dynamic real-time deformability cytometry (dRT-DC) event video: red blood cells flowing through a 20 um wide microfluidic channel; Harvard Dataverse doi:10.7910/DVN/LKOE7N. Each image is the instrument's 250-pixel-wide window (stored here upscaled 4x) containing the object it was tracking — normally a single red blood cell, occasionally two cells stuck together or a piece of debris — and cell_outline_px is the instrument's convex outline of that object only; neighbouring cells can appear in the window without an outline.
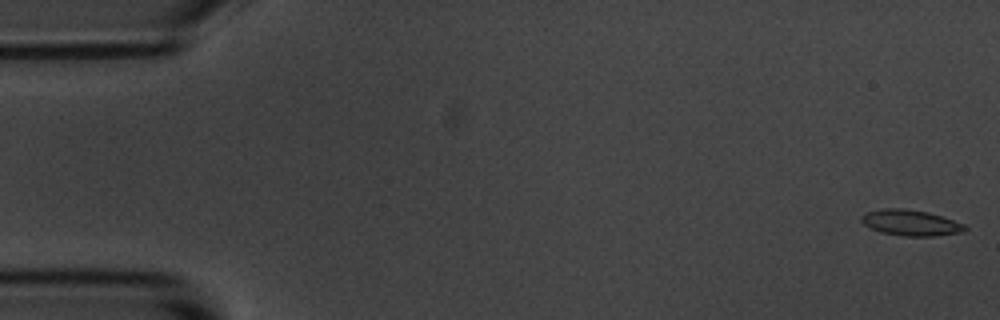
{"species": "common noctule bat (a hibernating species)", "species_latin": "Nyctalus noctula", "temperature_condition": "room temperature", "stored_images_in_passage": 4, "camera_frame_rate_fps": 3000, "um_per_image_px": 0.085, "animal": {"sex": "male", "body_mass_g": 20.1, "forearm_length_mm": 53.5}, "frame": {"image": 1, "passage_image": 1, "time_ms": 0.0, "image_size_px": [1000, 320], "cell_outline_px": [[968, 228], [964, 232], [932, 236], [904, 236], [880, 232], [864, 224], [860, 220], [860, 216], [868, 212], [884, 208], [904, 208], [928, 212], [964, 224]], "centroid_in_image_um": [77.4, 18.93], "position_along_channel_um": 7.6, "area_um2": 15.49}}